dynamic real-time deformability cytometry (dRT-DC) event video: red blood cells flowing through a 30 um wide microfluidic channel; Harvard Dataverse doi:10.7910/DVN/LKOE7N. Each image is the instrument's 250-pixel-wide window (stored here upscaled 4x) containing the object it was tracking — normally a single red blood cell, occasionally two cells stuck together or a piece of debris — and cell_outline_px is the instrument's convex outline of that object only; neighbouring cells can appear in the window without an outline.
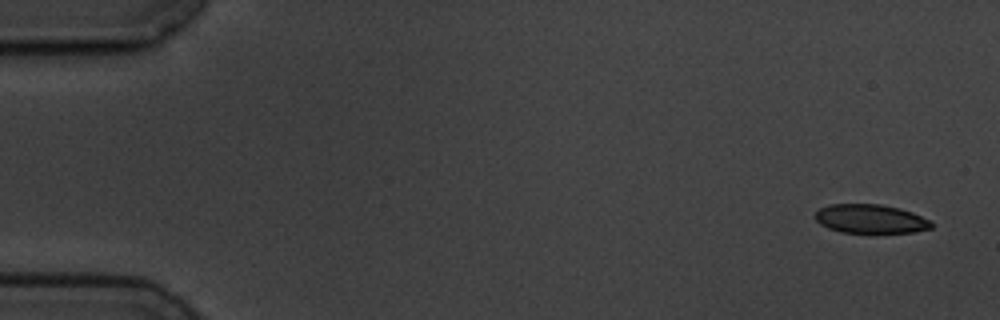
{"species": "common noctule bat (a hibernating species)", "species_latin": "Nyctalus noctula", "temperature_condition": "cold", "stored_images_in_passage": 5, "camera_frame_rate_fps": 3000, "um_per_image_px": 0.085, "animal": {"sex": "male", "body_mass_g": 19.5, "forearm_length_mm": 54.6}, "frame": {"image": 1, "passage_image": 1, "time_ms": 0.0, "image_size_px": [1000, 320], "cell_outline_px": [[932, 228], [916, 232], [840, 232], [828, 228], [820, 224], [816, 220], [816, 212], [820, 208], [828, 204], [880, 204], [900, 208], [912, 212], [932, 220]], "centroid_in_image_um": [74.02, 18.59], "position_along_channel_um": 11.0, "area_um2": 19.59}}
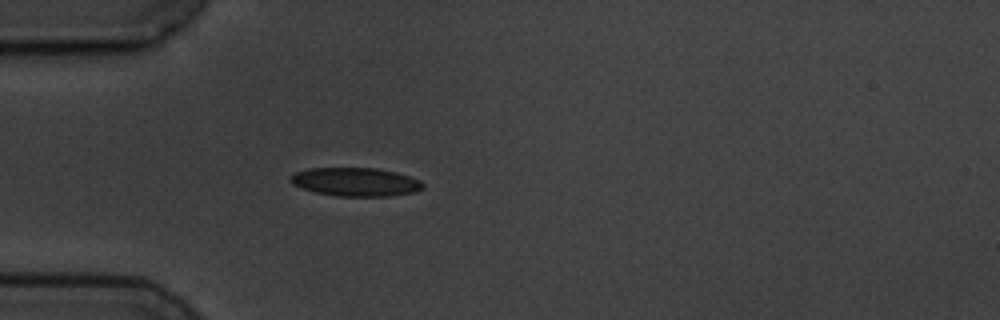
{"frame": {"image": 2, "passage_image": 5, "time_ms": 4.667, "image_size_px": [1000, 320], "cell_outline_px": [[424, 188], [412, 192], [388, 196], [336, 196], [316, 192], [292, 184], [288, 180], [288, 176], [296, 172], [308, 168], [376, 168], [396, 172], [420, 180], [424, 184]], "centroid_in_image_um": [30.19, 15.45], "position_along_channel_um": 54.8, "area_um2": 21.96}}